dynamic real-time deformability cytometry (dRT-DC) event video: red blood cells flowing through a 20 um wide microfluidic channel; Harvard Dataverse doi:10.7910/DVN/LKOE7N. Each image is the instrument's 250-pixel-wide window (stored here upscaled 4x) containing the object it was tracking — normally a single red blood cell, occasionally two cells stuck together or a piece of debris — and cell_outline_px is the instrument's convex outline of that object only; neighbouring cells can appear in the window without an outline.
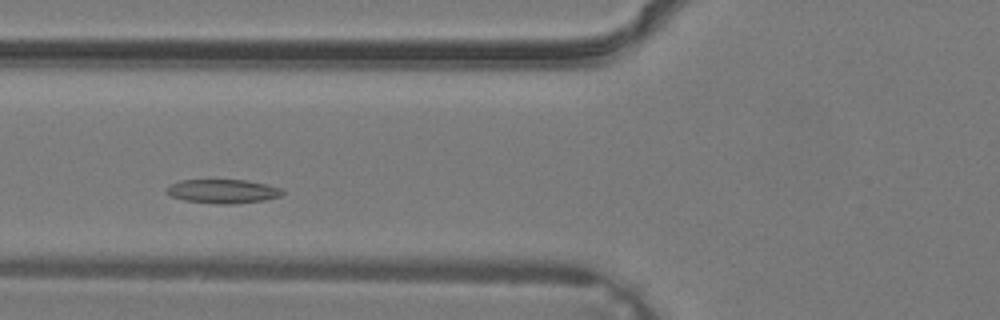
{"species": "common noctule bat (a hibernating species)", "species_latin": "Nyctalus noctula", "temperature_condition": "warm", "stored_images_in_passage": 30, "camera_frame_rate_fps": 3000, "um_per_image_px": 0.085, "animal": {"sex": "male", "body_mass_g": 19.2, "forearm_length_mm": 51.8}, "frame": {"image": 1, "passage_image": 7, "time_ms": 2.0, "image_size_px": [1000, 320], "cell_outline_px": [[284, 192], [280, 196], [264, 200], [236, 204], [220, 204], [184, 200], [172, 196], [164, 192], [164, 188], [168, 184], [180, 180], [248, 180], [280, 188]], "centroid_in_image_um": [18.88, 16.25], "position_along_channel_um": 106.9, "area_um2": 16.24}}
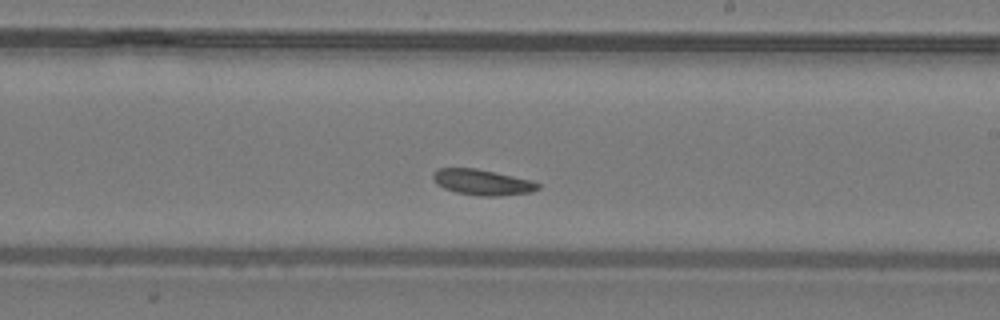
{"frame": {"image": 2, "passage_image": 15, "time_ms": 4.667, "image_size_px": [1000, 320], "cell_outline_px": [[540, 188], [532, 192], [496, 196], [476, 196], [456, 192], [444, 188], [436, 184], [432, 180], [432, 172], [436, 168], [476, 168], [532, 180], [540, 184]], "centroid_in_image_um": [40.96, 15.49], "position_along_channel_um": 248.0, "area_um2": 15.9}}
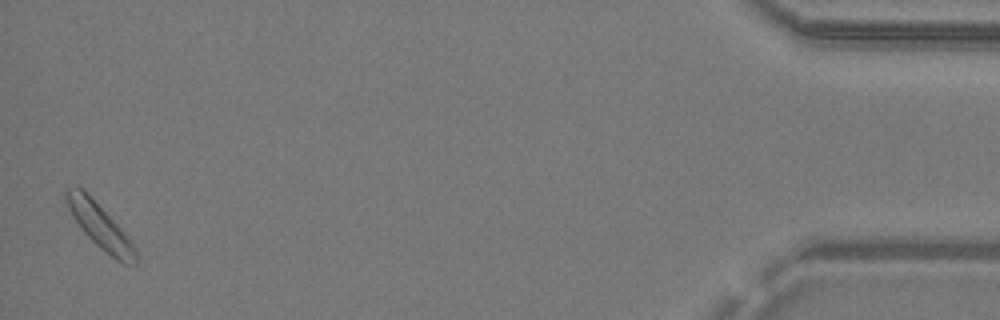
{"frame": {"image": 3, "passage_image": 30, "time_ms": 9.667, "image_size_px": [1000, 320], "cell_outline_px": [[136, 264], [124, 264], [116, 260], [100, 248], [80, 228], [72, 216], [68, 208], [64, 196], [64, 188], [80, 188], [124, 232], [136, 248]], "centroid_in_image_um": [8.48, 19.27], "position_along_channel_um": 426.7, "area_um2": 17.28}}